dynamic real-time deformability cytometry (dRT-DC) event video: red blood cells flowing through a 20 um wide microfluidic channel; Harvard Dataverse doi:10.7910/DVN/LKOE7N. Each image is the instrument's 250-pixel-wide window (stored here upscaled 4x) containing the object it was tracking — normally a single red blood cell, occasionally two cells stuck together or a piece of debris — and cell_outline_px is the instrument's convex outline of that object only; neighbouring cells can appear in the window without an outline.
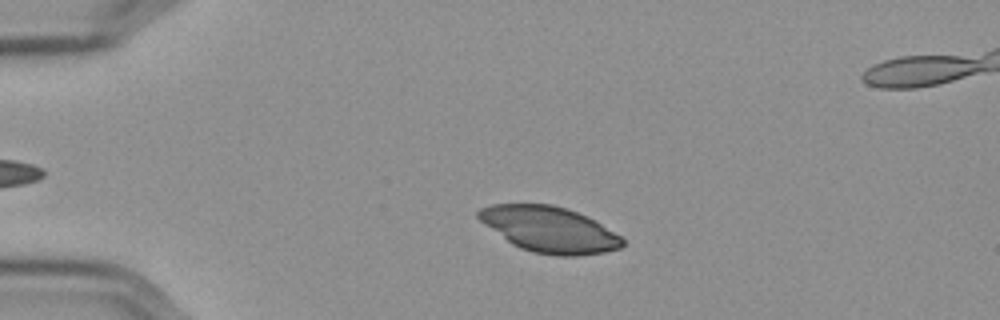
{"species": "Egyptian fruit bat (a non-hibernating species)", "species_latin": "Rousettus aegyptiacus", "temperature_condition": "cold", "stored_images_in_passage": 54, "camera_frame_rate_fps": 3000, "um_per_image_px": 0.085, "frame": {"image": 1, "passage_image": 9, "time_ms": 2.667, "image_size_px": [1000, 320], "cell_outline_px": [[624, 244], [620, 248], [604, 252], [576, 256], [556, 256], [532, 252], [520, 248], [512, 244], [484, 224], [476, 216], [476, 212], [480, 208], [492, 204], [552, 204], [576, 212], [600, 224], [620, 236], [624, 240]], "centroid_in_image_um": [46.65, 19.51], "position_along_channel_um": 38.3, "area_um2": 38.03}}
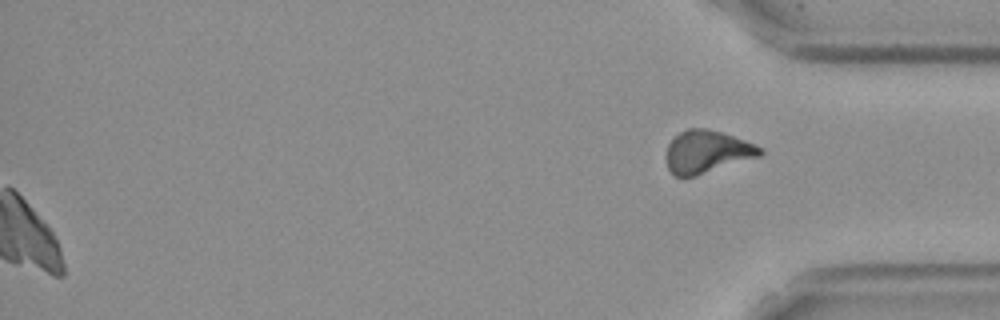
{"frame": {"image": 2, "passage_image": 54, "time_ms": 17.667, "image_size_px": [1000, 320], "cell_outline_px": [[764, 152], [760, 156], [696, 176], [676, 176], [668, 168], [664, 156], [668, 144], [680, 132], [688, 128], [708, 128], [756, 144], [764, 148]], "centroid_in_image_um": [60.09, 12.9], "position_along_channel_um": 375.1, "area_um2": 23.35}}